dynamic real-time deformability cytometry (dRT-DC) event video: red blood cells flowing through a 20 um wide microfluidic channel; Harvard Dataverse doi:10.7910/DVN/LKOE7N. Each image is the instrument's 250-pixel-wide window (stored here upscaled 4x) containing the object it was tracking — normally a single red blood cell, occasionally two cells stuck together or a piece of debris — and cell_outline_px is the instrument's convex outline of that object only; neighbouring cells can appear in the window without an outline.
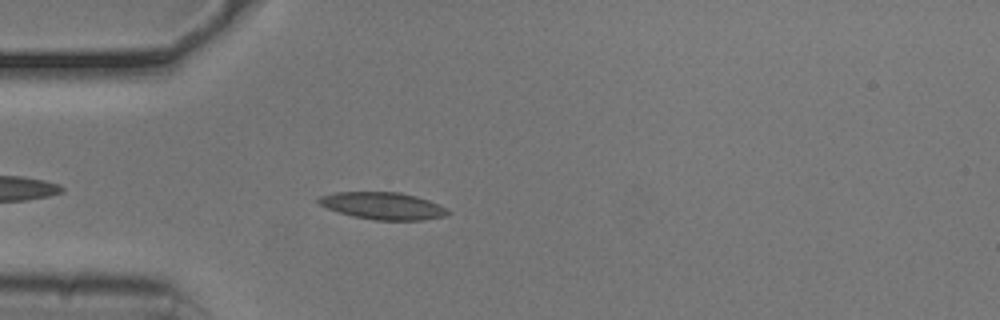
{"species": "common noctule bat (a hibernating species)", "species_latin": "Nyctalus noctula", "temperature_condition": "cold", "stored_images_in_passage": 43, "camera_frame_rate_fps": 3000, "um_per_image_px": 0.085, "animal": {"sex": "male", "body_mass_g": 20.5, "forearm_length_mm": 52.5}, "frame": {"image": 1, "passage_image": 5, "time_ms": 1.333, "image_size_px": [1000, 320], "cell_outline_px": [[452, 212], [444, 216], [420, 220], [372, 220], [352, 216], [328, 208], [320, 204], [316, 200], [320, 196], [336, 192], [400, 192], [416, 196], [428, 200]], "centroid_in_image_um": [32.52, 17.49], "position_along_channel_um": 52.5, "area_um2": 20.23}}
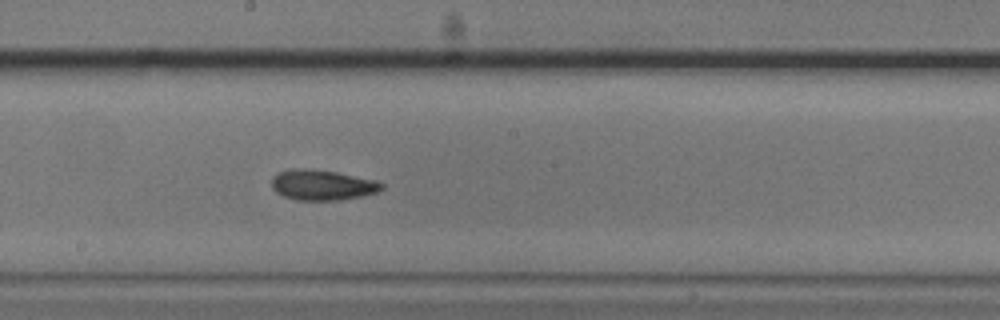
{"frame": {"image": 2, "passage_image": 19, "time_ms": 6.0, "image_size_px": [1000, 320], "cell_outline_px": [[384, 188], [376, 192], [364, 196], [340, 200], [296, 200], [284, 196], [276, 192], [272, 188], [272, 176], [276, 172], [292, 168], [300, 168], [336, 172], [372, 180], [384, 184]], "centroid_in_image_um": [27.35, 15.73], "position_along_channel_um": 220.9, "area_um2": 19.42}}
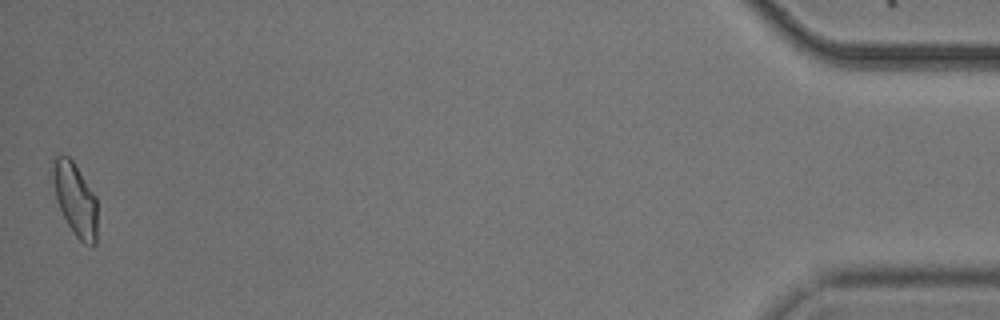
{"frame": {"image": 3, "passage_image": 43, "time_ms": 14.0, "image_size_px": [1000, 320], "cell_outline_px": [[96, 244], [92, 248], [84, 244], [72, 232], [56, 200], [48, 176], [52, 160], [56, 156], [68, 156], [72, 160], [96, 196]], "centroid_in_image_um": [6.33, 16.91], "position_along_channel_um": 428.9, "area_um2": 19.42}, "authors_computed_cell_mechanics": {"area_um2": 18.8428, "velocity_mm_per_s": 3.7691, "shape_relaxation_time_tau1_ms": 3.5283, "shape_relaxation_time_tau2_ms": 2.1249, "deformation_change_tau1": 0.115, "deformation_change_tau2": 0.0804}}